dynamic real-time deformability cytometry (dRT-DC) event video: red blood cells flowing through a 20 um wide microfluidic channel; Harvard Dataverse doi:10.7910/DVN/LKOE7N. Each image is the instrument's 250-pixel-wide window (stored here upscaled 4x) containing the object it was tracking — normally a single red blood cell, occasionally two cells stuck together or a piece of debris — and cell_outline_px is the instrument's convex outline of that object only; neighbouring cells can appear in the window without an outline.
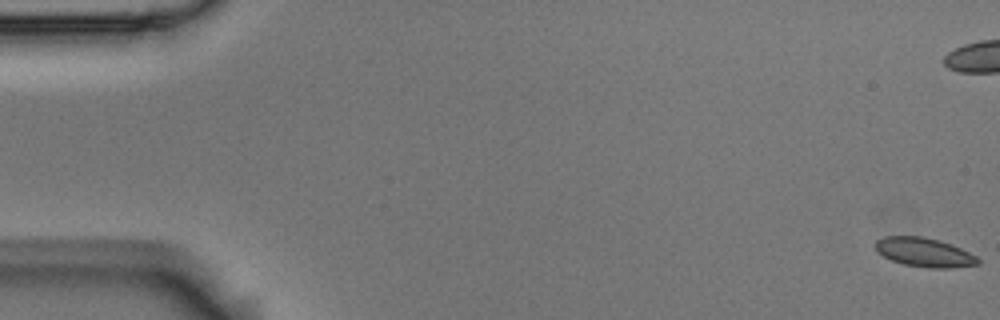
{"species": "Egyptian fruit bat (a non-hibernating species)", "species_latin": "Rousettus aegyptiacus", "temperature_condition": "room temperature", "stored_images_in_passage": 9, "camera_frame_rate_fps": 3000, "um_per_image_px": 0.085, "animal": {"sex": "male"}, "frame": {"image": 1, "passage_image": 1, "time_ms": 0.0, "image_size_px": [1000, 320], "cell_outline_px": [[980, 264], [952, 268], [928, 268], [904, 264], [892, 260], [884, 256], [876, 248], [876, 240], [884, 236], [924, 236], [960, 248], [976, 256], [980, 260]], "centroid_in_image_um": [78.58, 21.45], "position_along_channel_um": 6.4, "area_um2": 17.11}}